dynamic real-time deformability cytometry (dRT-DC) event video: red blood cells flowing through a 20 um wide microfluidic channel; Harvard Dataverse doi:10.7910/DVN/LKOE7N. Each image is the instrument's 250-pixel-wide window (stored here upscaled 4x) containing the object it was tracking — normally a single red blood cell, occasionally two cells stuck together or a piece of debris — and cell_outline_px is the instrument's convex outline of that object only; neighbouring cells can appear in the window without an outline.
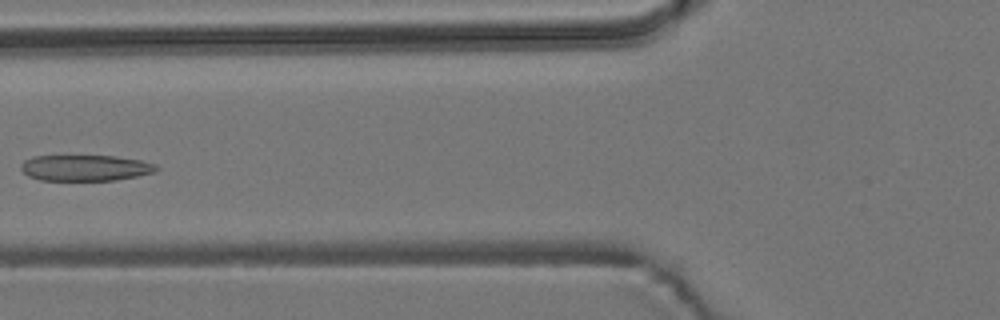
{"species": "common noctule bat (a hibernating species)", "species_latin": "Nyctalus noctula", "temperature_condition": "room temperature", "stored_images_in_passage": 6, "camera_frame_rate_fps": 3000, "um_per_image_px": 0.085, "animal": {"sex": "male", "body_mass_g": 19.2, "forearm_length_mm": 51.8}, "frame": {"image": 1, "passage_image": 6, "time_ms": 5.667, "image_size_px": [1000, 320], "cell_outline_px": [[160, 168], [156, 172], [116, 180], [40, 180], [28, 176], [20, 168], [20, 164], [24, 160], [32, 156], [116, 156], [140, 160], [156, 164]], "centroid_in_image_um": [7.25, 14.27], "position_along_channel_um": 118.5, "area_um2": 20.58}}